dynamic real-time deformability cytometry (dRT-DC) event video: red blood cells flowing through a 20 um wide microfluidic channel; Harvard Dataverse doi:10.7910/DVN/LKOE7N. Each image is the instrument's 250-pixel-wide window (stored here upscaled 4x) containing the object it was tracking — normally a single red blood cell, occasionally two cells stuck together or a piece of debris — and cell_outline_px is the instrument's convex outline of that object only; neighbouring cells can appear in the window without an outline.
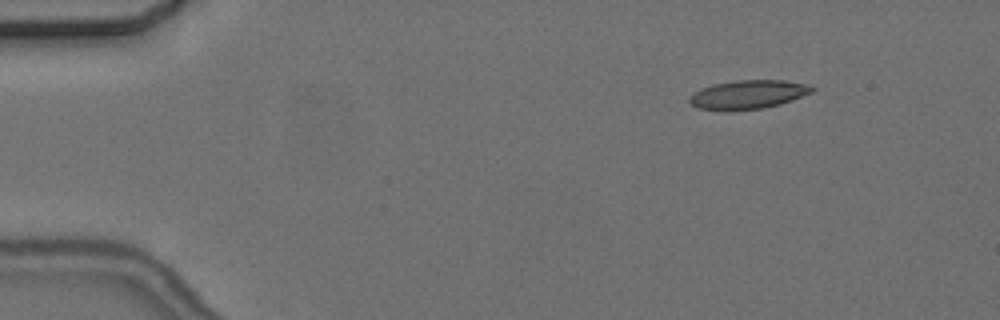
{"species": "common noctule bat (a hibernating species)", "species_latin": "Nyctalus noctula", "temperature_condition": "cold", "stored_images_in_passage": 5, "camera_frame_rate_fps": 3000, "um_per_image_px": 0.085, "animal": {"sex": "female", "body_mass_g": 24.6, "forearm_length_mm": 56.2}, "frame": {"image": 1, "passage_image": 3, "time_ms": 2.333, "image_size_px": [1000, 320], "cell_outline_px": [[816, 88], [812, 92], [792, 100], [780, 104], [764, 108], [728, 112], [700, 108], [692, 104], [688, 100], [688, 96], [692, 92], [700, 88], [712, 84], [736, 80], [784, 80], [808, 84]], "centroid_in_image_um": [63.55, 8.04], "position_along_channel_um": 21.4, "area_um2": 20.98}}
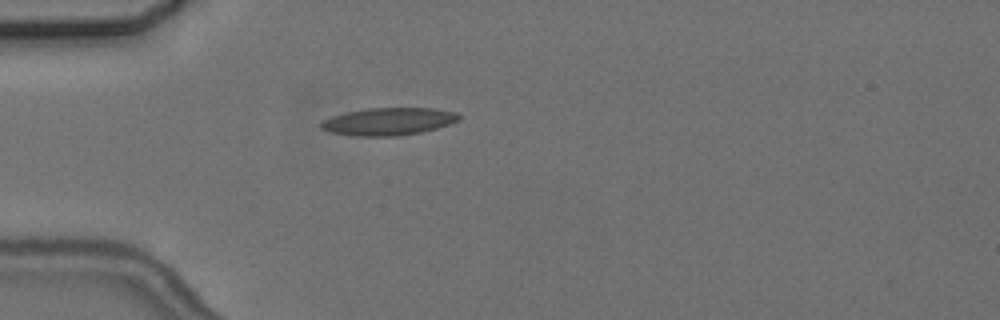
{"frame": {"image": 2, "passage_image": 5, "time_ms": 5.333, "image_size_px": [1000, 320], "cell_outline_px": [[460, 120], [436, 128], [420, 132], [400, 136], [356, 136], [328, 132], [320, 128], [320, 124], [324, 120], [332, 116], [348, 112], [368, 108], [436, 108], [456, 112], [460, 116]], "centroid_in_image_um": [33.02, 10.33], "position_along_channel_um": 52.0, "area_um2": 22.08}}